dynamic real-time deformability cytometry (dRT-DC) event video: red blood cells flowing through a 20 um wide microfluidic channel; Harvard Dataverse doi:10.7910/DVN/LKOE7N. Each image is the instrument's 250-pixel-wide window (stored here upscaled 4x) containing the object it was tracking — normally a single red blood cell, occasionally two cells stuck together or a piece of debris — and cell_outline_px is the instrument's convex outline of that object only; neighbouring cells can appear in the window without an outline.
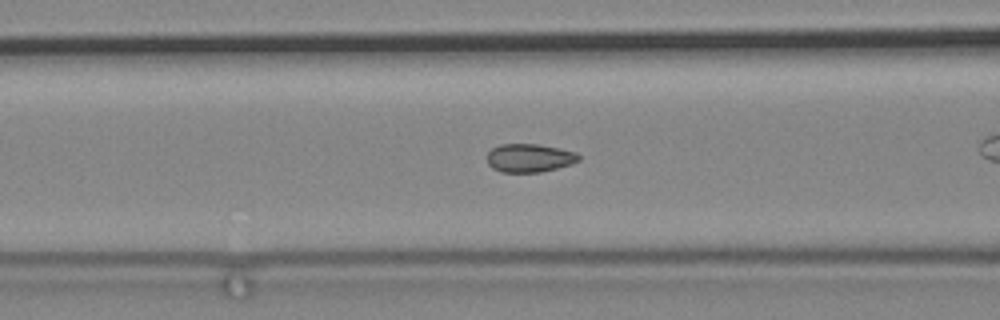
{"species": "common noctule bat (a hibernating species)", "species_latin": "Nyctalus noctula", "temperature_condition": "cold", "stored_images_in_passage": 53, "segment_of_instrument_passage": [2, 2], "camera_frame_rate_fps": 3000, "um_per_image_px": 0.085, "animal": {"sex": "male", "body_mass_g": 19.2, "forearm_length_mm": 51.8}, "frame": {"image": 1, "passage_image": 27, "time_ms": 8.667, "image_size_px": [1000, 320], "cell_outline_px": [[580, 160], [572, 164], [540, 172], [500, 172], [492, 168], [488, 164], [488, 152], [492, 148], [500, 144], [536, 144], [560, 148], [576, 152], [580, 156]], "centroid_in_image_um": [45.01, 13.42], "position_along_channel_um": 121.6, "area_um2": 15.2}}
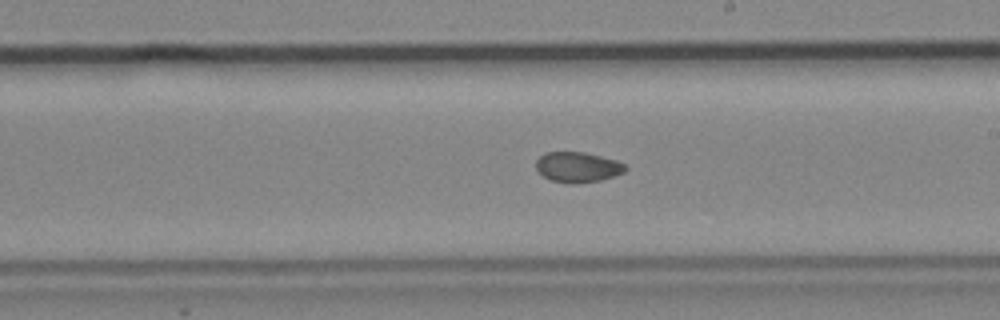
{"frame": {"image": 2, "passage_image": 39, "time_ms": 12.667, "image_size_px": [1000, 320], "cell_outline_px": [[628, 168], [624, 172], [600, 180], [572, 184], [568, 184], [552, 180], [544, 176], [536, 168], [536, 160], [544, 152], [584, 152], [616, 160], [624, 164]], "centroid_in_image_um": [49.09, 14.2], "position_along_channel_um": 239.9, "area_um2": 15.66}}
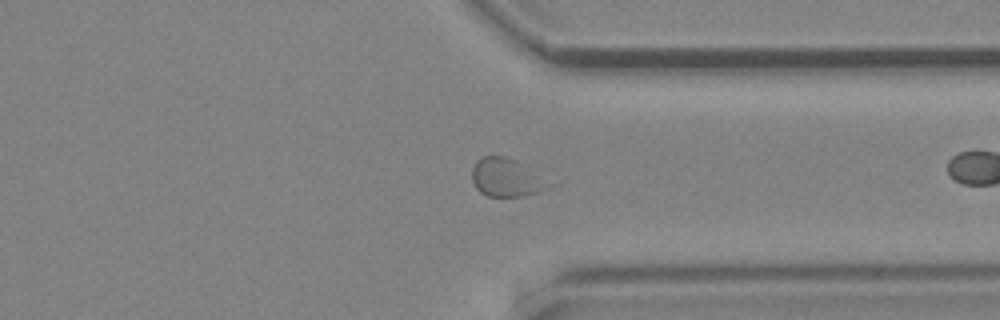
{"frame": {"image": 3, "passage_image": 52, "time_ms": 17.0, "image_size_px": [1000, 320], "cell_outline_px": [[544, 188], [536, 192], [524, 196], [488, 196], [480, 192], [476, 188], [472, 180], [472, 168], [476, 160], [480, 156], [504, 156], [516, 160], [524, 164]], "centroid_in_image_um": [42.8, 15.07], "position_along_channel_um": 368.6, "area_um2": 15.95}}